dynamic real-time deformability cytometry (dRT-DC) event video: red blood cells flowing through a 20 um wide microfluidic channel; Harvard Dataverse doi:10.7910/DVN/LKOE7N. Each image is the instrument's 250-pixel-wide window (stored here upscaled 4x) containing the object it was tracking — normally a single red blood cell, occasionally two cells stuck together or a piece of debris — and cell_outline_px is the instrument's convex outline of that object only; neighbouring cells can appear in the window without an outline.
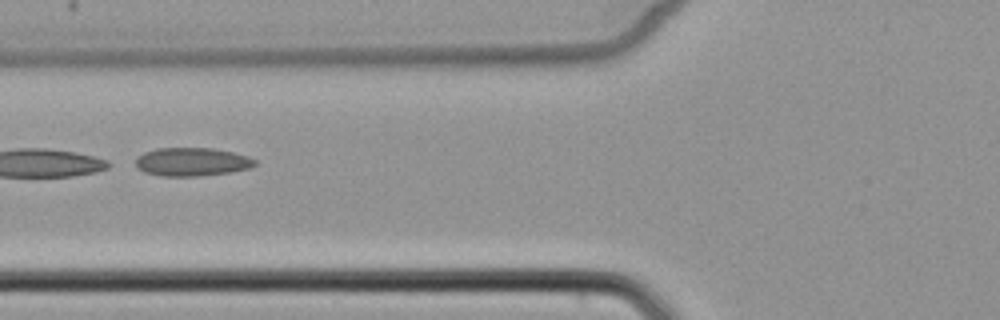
{"species": "common noctule bat (a hibernating species)", "species_latin": "Nyctalus noctula", "temperature_condition": "cold", "stored_images_in_passage": 4, "camera_frame_rate_fps": 3000, "um_per_image_px": 0.085, "animal": {"sex": "female", "body_mass_g": 22.7, "forearm_length_mm": 54.2}, "frame": {"image": 1, "passage_image": 3, "time_ms": 2.667, "image_size_px": [1000, 320], "cell_outline_px": [[256, 164], [248, 168], [232, 172], [200, 176], [160, 176], [144, 172], [136, 168], [136, 156], [144, 152], [156, 148], [212, 148], [232, 152], [248, 156], [256, 160]], "centroid_in_image_um": [16.28, 13.76], "position_along_channel_um": 109.5, "area_um2": 19.88}}
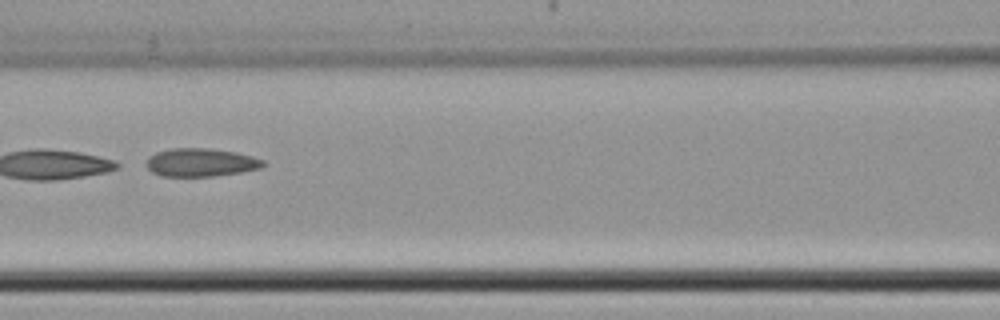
{"frame": {"image": 2, "passage_image": 4, "time_ms": 3.667, "image_size_px": [1000, 320], "cell_outline_px": [[264, 164], [260, 168], [240, 172], [216, 176], [160, 176], [152, 172], [144, 164], [148, 156], [156, 152], [172, 148], [208, 148], [236, 152], [252, 156], [264, 160]], "centroid_in_image_um": [17.02, 13.8], "position_along_channel_um": 149.6, "area_um2": 19.31}}